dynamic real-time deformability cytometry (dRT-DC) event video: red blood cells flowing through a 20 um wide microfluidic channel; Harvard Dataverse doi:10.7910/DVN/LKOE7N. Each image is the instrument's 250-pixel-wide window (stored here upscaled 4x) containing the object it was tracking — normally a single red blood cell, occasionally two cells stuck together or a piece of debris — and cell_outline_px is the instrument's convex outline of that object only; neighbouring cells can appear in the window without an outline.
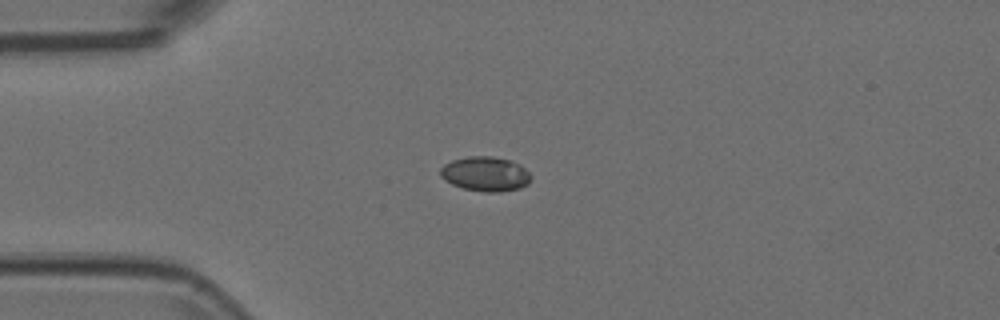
{"species": "Egyptian fruit bat (a non-hibernating species)", "species_latin": "Rousettus aegyptiacus", "temperature_condition": "room temperature", "stored_images_in_passage": 41, "camera_frame_rate_fps": 3000, "um_per_image_px": 0.085, "animal": {"sex": "female"}, "frame": {"image": 1, "passage_image": 1, "time_ms": 0.0, "image_size_px": [1000, 320], "cell_outline_px": [[532, 176], [528, 184], [520, 188], [500, 192], [484, 192], [464, 188], [452, 184], [444, 180], [440, 176], [440, 168], [444, 164], [452, 160], [468, 156], [492, 156], [508, 160], [520, 164]], "centroid_in_image_um": [41.25, 14.78], "position_along_channel_um": 43.7, "area_um2": 18.32}}
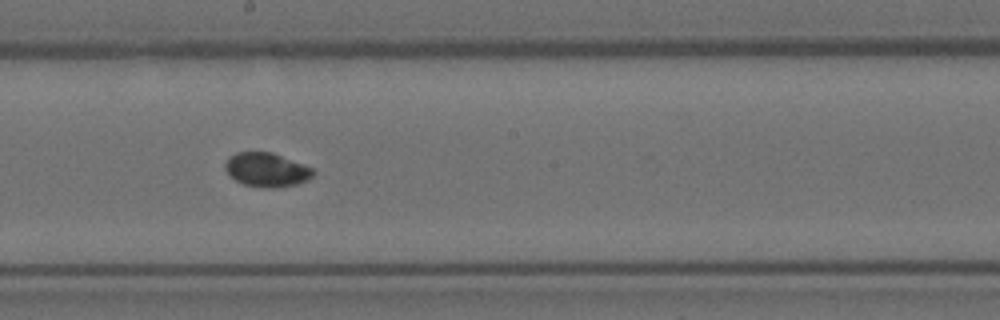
{"frame": {"image": 2, "passage_image": 17, "time_ms": 5.333, "image_size_px": [1000, 320], "cell_outline_px": [[316, 172], [308, 180], [296, 184], [276, 188], [264, 188], [244, 184], [236, 180], [224, 168], [224, 164], [228, 156], [236, 152], [272, 152], [304, 164], [312, 168]], "centroid_in_image_um": [22.67, 14.42], "position_along_channel_um": 225.5, "area_um2": 17.51}}
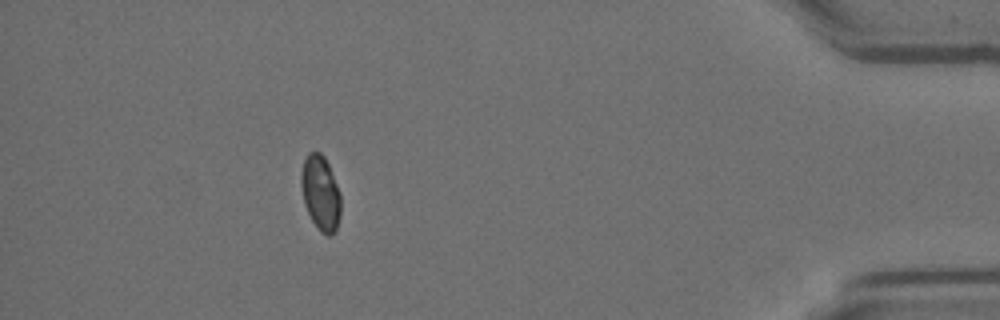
{"frame": {"image": 3, "passage_image": 36, "time_ms": 11.667, "image_size_px": [1000, 320], "cell_outline_px": [[340, 216], [336, 228], [328, 236], [320, 232], [312, 220], [304, 204], [300, 184], [300, 176], [304, 160], [308, 152], [320, 152], [324, 156], [328, 164], [340, 192]], "centroid_in_image_um": [27.23, 16.39], "position_along_channel_um": 408.0, "area_um2": 17.22}}